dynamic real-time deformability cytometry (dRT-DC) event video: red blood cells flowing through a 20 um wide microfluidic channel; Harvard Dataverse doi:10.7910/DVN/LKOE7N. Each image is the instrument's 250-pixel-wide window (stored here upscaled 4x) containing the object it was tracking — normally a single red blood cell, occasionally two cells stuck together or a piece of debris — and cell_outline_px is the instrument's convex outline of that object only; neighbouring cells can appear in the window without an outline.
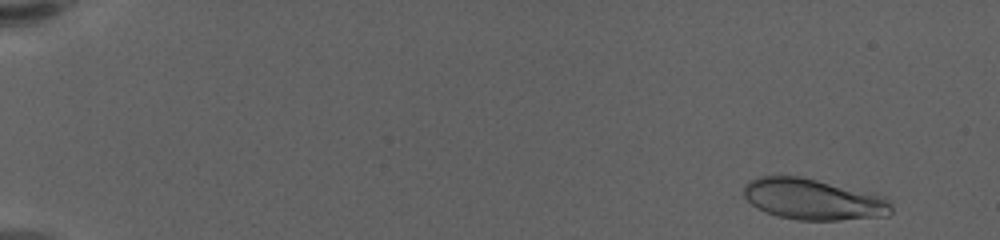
{"species": "human", "species_latin": "Homo sapiens", "temperature_condition": "warm", "stored_images_in_passage": 56, "camera_frame_rate_fps": 3000, "um_per_image_px": 0.085, "donor": {"sex": "female"}, "frame": {"image": 1, "passage_image": 2, "time_ms": 0.333, "image_size_px": [1000, 240], "cell_outline_px": [[892, 212], [888, 216], [840, 220], [796, 220], [776, 216], [756, 208], [744, 196], [744, 184], [760, 176], [800, 176], [872, 192], [884, 196], [892, 204]], "centroid_in_image_um": [69.16, 16.95], "position_along_channel_um": 15.8, "area_um2": 35.6}}
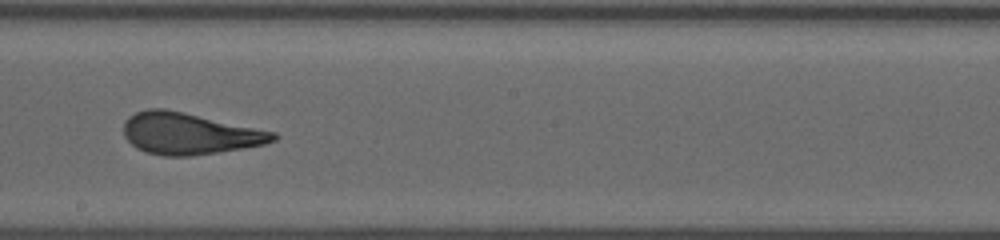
{"frame": {"image": 2, "passage_image": 33, "time_ms": 10.667, "image_size_px": [1000, 240], "cell_outline_px": [[280, 136], [276, 140], [264, 144], [244, 148], [192, 156], [164, 156], [144, 152], [136, 148], [124, 136], [124, 120], [128, 116], [136, 112], [148, 108], [164, 108], [184, 112], [276, 132]], "centroid_in_image_um": [16.08, 11.35], "position_along_channel_um": 232.1, "area_um2": 36.41}}
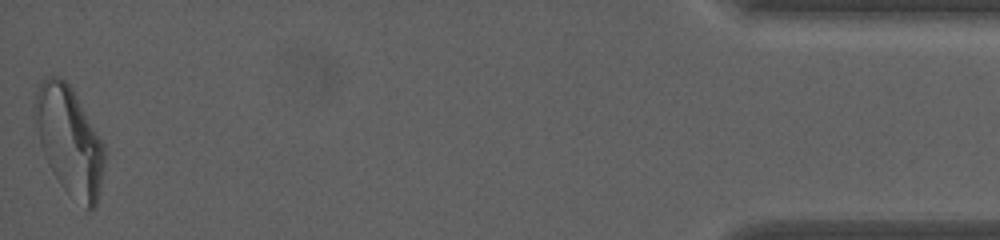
{"frame": {"image": 3, "passage_image": 56, "time_ms": 18.333, "image_size_px": [1000, 240], "cell_outline_px": [[104, 168], [100, 192], [96, 208], [84, 208], [60, 184], [52, 172], [44, 156], [40, 144], [32, 104], [36, 92], [40, 84], [48, 76], [60, 76], [72, 88], [104, 144]], "centroid_in_image_um": [5.89, 11.97], "position_along_channel_um": 429.3, "area_um2": 43.75}, "authors_computed_cell_mechanics": {"area_um2": 36.1539, "velocity_mm_per_s": 3.6061, "shape_relaxation_time_tau1_ms": 5.8087, "shape_relaxation_time_tau2_ms": 0.9868, "deformation_change_tau1": 0.2057, "deformation_change_tau2": 0.0876}}